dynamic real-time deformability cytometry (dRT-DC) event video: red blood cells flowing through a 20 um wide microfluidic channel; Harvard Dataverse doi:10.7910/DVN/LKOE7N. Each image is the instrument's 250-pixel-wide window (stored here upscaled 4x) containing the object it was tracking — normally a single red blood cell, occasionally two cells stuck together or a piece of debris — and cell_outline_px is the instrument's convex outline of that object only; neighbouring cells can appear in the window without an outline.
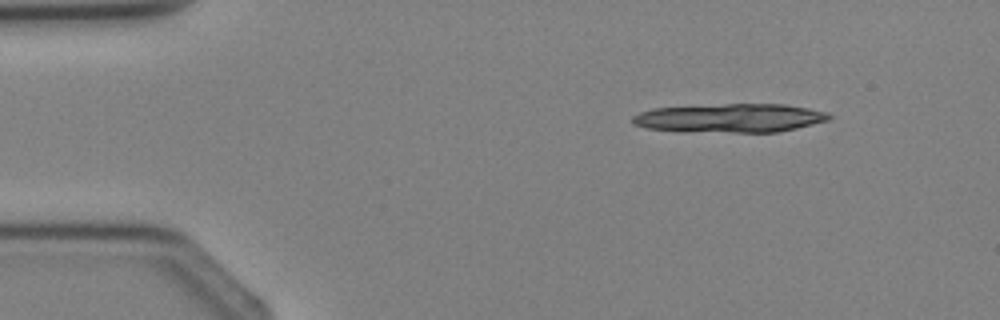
{"species": "Egyptian fruit bat (a non-hibernating species)", "species_latin": "Rousettus aegyptiacus", "temperature_condition": "cold", "stored_images_in_passage": 5, "camera_frame_rate_fps": 3000, "um_per_image_px": 0.085, "animal": {"sex": "female"}, "frame": {"image": 1, "passage_image": 5, "time_ms": 4.667, "image_size_px": [1000, 320], "cell_outline_px": [[832, 116], [828, 120], [796, 128], [776, 132], [680, 132], [648, 128], [636, 124], [632, 120], [632, 116], [640, 112], [652, 108], [724, 104], [784, 104], [808, 108], [828, 112]], "centroid_in_image_um": [62.04, 10.04], "position_along_channel_um": 23.0, "area_um2": 33.0}}